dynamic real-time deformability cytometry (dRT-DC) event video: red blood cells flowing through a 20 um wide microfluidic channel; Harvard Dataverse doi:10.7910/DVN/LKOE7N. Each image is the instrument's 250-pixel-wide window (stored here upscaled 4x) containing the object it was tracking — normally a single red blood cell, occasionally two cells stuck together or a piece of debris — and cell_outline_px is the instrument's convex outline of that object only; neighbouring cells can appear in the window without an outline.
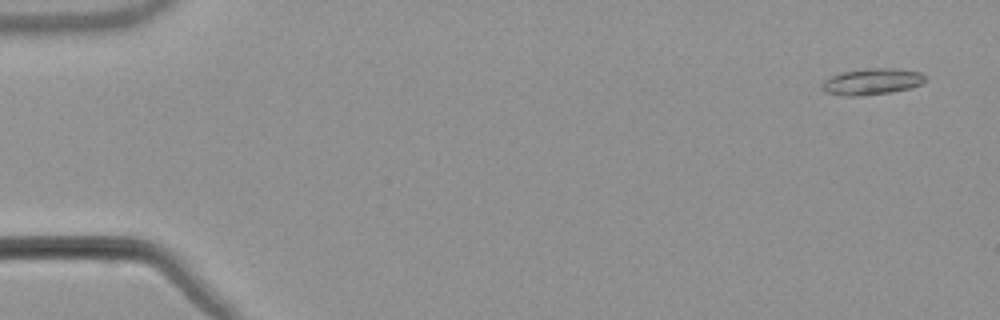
{"species": "common noctule bat (a hibernating species)", "species_latin": "Nyctalus noctula", "temperature_condition": "warm", "stored_images_in_passage": 54, "camera_frame_rate_fps": 3000, "um_per_image_px": 0.085, "animal": {"sex": "male", "body_mass_g": 21.5, "forearm_length_mm": 52.0}, "frame": {"image": 1, "passage_image": 3, "time_ms": 0.667, "image_size_px": [1000, 320], "cell_outline_px": [[928, 76], [920, 84], [908, 88], [892, 92], [860, 96], [844, 96], [824, 92], [820, 88], [820, 84], [824, 80], [832, 76], [844, 72], [868, 68], [900, 68], [920, 72]], "centroid_in_image_um": [74.1, 6.93], "position_along_channel_um": 10.9, "area_um2": 15.95}}
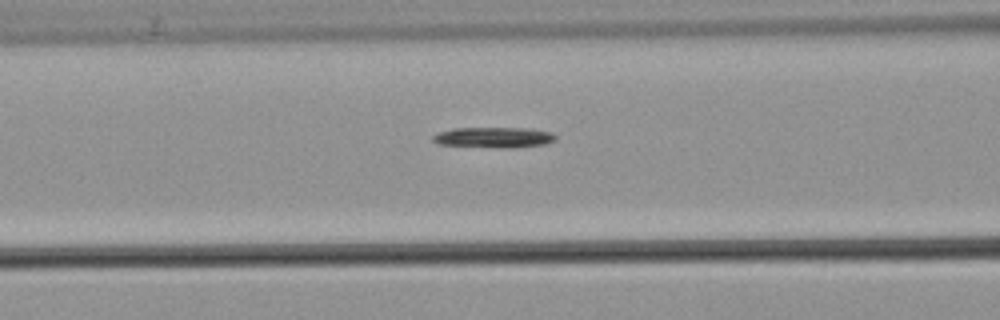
{"frame": {"image": 2, "passage_image": 23, "time_ms": 7.333, "image_size_px": [1000, 320], "cell_outline_px": [[556, 140], [544, 144], [440, 144], [432, 140], [432, 136], [440, 132], [452, 128], [524, 128], [552, 132], [556, 136]], "centroid_in_image_um": [41.96, 11.59], "position_along_channel_um": 124.6, "area_um2": 12.95}}
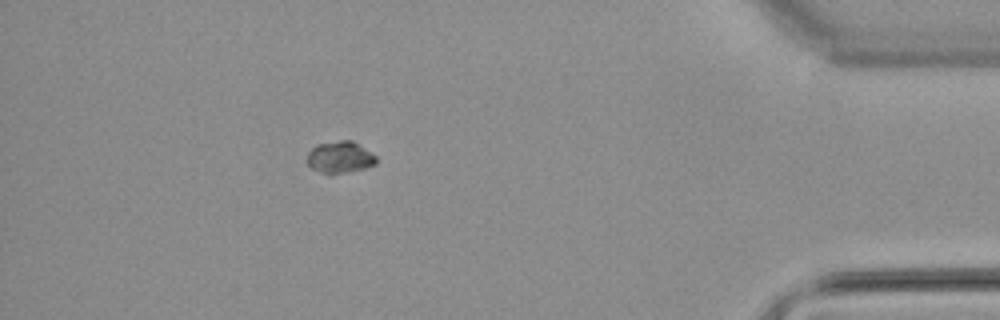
{"frame": {"image": 3, "passage_image": 49, "time_ms": 16.0, "image_size_px": [1000, 320], "cell_outline_px": [[376, 164], [364, 168], [328, 176], [312, 168], [304, 160], [308, 152], [316, 144], [340, 140], [352, 140], [376, 156]], "centroid_in_image_um": [28.83, 13.38], "position_along_channel_um": 406.4, "area_um2": 13.01}}